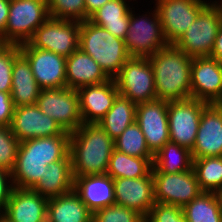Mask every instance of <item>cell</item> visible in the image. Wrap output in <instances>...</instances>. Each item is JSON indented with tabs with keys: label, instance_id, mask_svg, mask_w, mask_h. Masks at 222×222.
Listing matches in <instances>:
<instances>
[{
	"label": "cell",
	"instance_id": "obj_31",
	"mask_svg": "<svg viewBox=\"0 0 222 222\" xmlns=\"http://www.w3.org/2000/svg\"><path fill=\"white\" fill-rule=\"evenodd\" d=\"M153 163L148 158L133 157L113 150L106 174L112 179L140 178L152 171Z\"/></svg>",
	"mask_w": 222,
	"mask_h": 222
},
{
	"label": "cell",
	"instance_id": "obj_36",
	"mask_svg": "<svg viewBox=\"0 0 222 222\" xmlns=\"http://www.w3.org/2000/svg\"><path fill=\"white\" fill-rule=\"evenodd\" d=\"M92 222H145V218L132 209L113 204L92 213Z\"/></svg>",
	"mask_w": 222,
	"mask_h": 222
},
{
	"label": "cell",
	"instance_id": "obj_17",
	"mask_svg": "<svg viewBox=\"0 0 222 222\" xmlns=\"http://www.w3.org/2000/svg\"><path fill=\"white\" fill-rule=\"evenodd\" d=\"M222 95V64L210 56L194 57L191 66V98L208 104Z\"/></svg>",
	"mask_w": 222,
	"mask_h": 222
},
{
	"label": "cell",
	"instance_id": "obj_24",
	"mask_svg": "<svg viewBox=\"0 0 222 222\" xmlns=\"http://www.w3.org/2000/svg\"><path fill=\"white\" fill-rule=\"evenodd\" d=\"M50 199L74 190V176L70 153L62 160L46 166L42 178L31 188Z\"/></svg>",
	"mask_w": 222,
	"mask_h": 222
},
{
	"label": "cell",
	"instance_id": "obj_38",
	"mask_svg": "<svg viewBox=\"0 0 222 222\" xmlns=\"http://www.w3.org/2000/svg\"><path fill=\"white\" fill-rule=\"evenodd\" d=\"M19 53V45L3 44L0 47V92L11 94L12 69Z\"/></svg>",
	"mask_w": 222,
	"mask_h": 222
},
{
	"label": "cell",
	"instance_id": "obj_15",
	"mask_svg": "<svg viewBox=\"0 0 222 222\" xmlns=\"http://www.w3.org/2000/svg\"><path fill=\"white\" fill-rule=\"evenodd\" d=\"M113 183L115 204L132 209L146 218L155 205L152 171L140 178H116Z\"/></svg>",
	"mask_w": 222,
	"mask_h": 222
},
{
	"label": "cell",
	"instance_id": "obj_9",
	"mask_svg": "<svg viewBox=\"0 0 222 222\" xmlns=\"http://www.w3.org/2000/svg\"><path fill=\"white\" fill-rule=\"evenodd\" d=\"M36 105L66 132L72 133L83 124L77 90L67 87L41 89Z\"/></svg>",
	"mask_w": 222,
	"mask_h": 222
},
{
	"label": "cell",
	"instance_id": "obj_32",
	"mask_svg": "<svg viewBox=\"0 0 222 222\" xmlns=\"http://www.w3.org/2000/svg\"><path fill=\"white\" fill-rule=\"evenodd\" d=\"M193 170L202 191L218 193L222 190V156L193 159Z\"/></svg>",
	"mask_w": 222,
	"mask_h": 222
},
{
	"label": "cell",
	"instance_id": "obj_23",
	"mask_svg": "<svg viewBox=\"0 0 222 222\" xmlns=\"http://www.w3.org/2000/svg\"><path fill=\"white\" fill-rule=\"evenodd\" d=\"M74 191L92 213L115 204L113 179L107 174L74 178Z\"/></svg>",
	"mask_w": 222,
	"mask_h": 222
},
{
	"label": "cell",
	"instance_id": "obj_27",
	"mask_svg": "<svg viewBox=\"0 0 222 222\" xmlns=\"http://www.w3.org/2000/svg\"><path fill=\"white\" fill-rule=\"evenodd\" d=\"M127 0H110L94 12L89 21L103 27L115 37L125 40L129 28L130 5Z\"/></svg>",
	"mask_w": 222,
	"mask_h": 222
},
{
	"label": "cell",
	"instance_id": "obj_14",
	"mask_svg": "<svg viewBox=\"0 0 222 222\" xmlns=\"http://www.w3.org/2000/svg\"><path fill=\"white\" fill-rule=\"evenodd\" d=\"M10 128L19 142L41 137L70 135L54 119L43 114L36 104L14 108Z\"/></svg>",
	"mask_w": 222,
	"mask_h": 222
},
{
	"label": "cell",
	"instance_id": "obj_45",
	"mask_svg": "<svg viewBox=\"0 0 222 222\" xmlns=\"http://www.w3.org/2000/svg\"><path fill=\"white\" fill-rule=\"evenodd\" d=\"M211 104L218 110L219 114H220L221 117H222V105H220V104L217 103V102H212Z\"/></svg>",
	"mask_w": 222,
	"mask_h": 222
},
{
	"label": "cell",
	"instance_id": "obj_5",
	"mask_svg": "<svg viewBox=\"0 0 222 222\" xmlns=\"http://www.w3.org/2000/svg\"><path fill=\"white\" fill-rule=\"evenodd\" d=\"M49 17L46 0H10L7 26L0 40L8 45L27 43Z\"/></svg>",
	"mask_w": 222,
	"mask_h": 222
},
{
	"label": "cell",
	"instance_id": "obj_8",
	"mask_svg": "<svg viewBox=\"0 0 222 222\" xmlns=\"http://www.w3.org/2000/svg\"><path fill=\"white\" fill-rule=\"evenodd\" d=\"M114 80L119 95L135 104L157 99L154 72L148 57H130Z\"/></svg>",
	"mask_w": 222,
	"mask_h": 222
},
{
	"label": "cell",
	"instance_id": "obj_25",
	"mask_svg": "<svg viewBox=\"0 0 222 222\" xmlns=\"http://www.w3.org/2000/svg\"><path fill=\"white\" fill-rule=\"evenodd\" d=\"M41 88L35 80L27 58L20 52L12 69L11 98L15 108L37 103Z\"/></svg>",
	"mask_w": 222,
	"mask_h": 222
},
{
	"label": "cell",
	"instance_id": "obj_18",
	"mask_svg": "<svg viewBox=\"0 0 222 222\" xmlns=\"http://www.w3.org/2000/svg\"><path fill=\"white\" fill-rule=\"evenodd\" d=\"M77 92L83 123H98L119 95L114 78L102 84L81 87Z\"/></svg>",
	"mask_w": 222,
	"mask_h": 222
},
{
	"label": "cell",
	"instance_id": "obj_19",
	"mask_svg": "<svg viewBox=\"0 0 222 222\" xmlns=\"http://www.w3.org/2000/svg\"><path fill=\"white\" fill-rule=\"evenodd\" d=\"M191 153L193 159L222 156V117L212 104L202 111Z\"/></svg>",
	"mask_w": 222,
	"mask_h": 222
},
{
	"label": "cell",
	"instance_id": "obj_2",
	"mask_svg": "<svg viewBox=\"0 0 222 222\" xmlns=\"http://www.w3.org/2000/svg\"><path fill=\"white\" fill-rule=\"evenodd\" d=\"M148 58L154 72L157 99L169 102L191 98L192 57L169 44Z\"/></svg>",
	"mask_w": 222,
	"mask_h": 222
},
{
	"label": "cell",
	"instance_id": "obj_34",
	"mask_svg": "<svg viewBox=\"0 0 222 222\" xmlns=\"http://www.w3.org/2000/svg\"><path fill=\"white\" fill-rule=\"evenodd\" d=\"M48 161L16 159L11 172L14 187L31 189L45 173Z\"/></svg>",
	"mask_w": 222,
	"mask_h": 222
},
{
	"label": "cell",
	"instance_id": "obj_28",
	"mask_svg": "<svg viewBox=\"0 0 222 222\" xmlns=\"http://www.w3.org/2000/svg\"><path fill=\"white\" fill-rule=\"evenodd\" d=\"M136 107L137 104L131 102L128 98L118 95L113 106L97 124L115 140L129 125L135 122Z\"/></svg>",
	"mask_w": 222,
	"mask_h": 222
},
{
	"label": "cell",
	"instance_id": "obj_35",
	"mask_svg": "<svg viewBox=\"0 0 222 222\" xmlns=\"http://www.w3.org/2000/svg\"><path fill=\"white\" fill-rule=\"evenodd\" d=\"M49 16L55 19L86 20L85 0H46Z\"/></svg>",
	"mask_w": 222,
	"mask_h": 222
},
{
	"label": "cell",
	"instance_id": "obj_11",
	"mask_svg": "<svg viewBox=\"0 0 222 222\" xmlns=\"http://www.w3.org/2000/svg\"><path fill=\"white\" fill-rule=\"evenodd\" d=\"M212 0H155L165 39L175 44Z\"/></svg>",
	"mask_w": 222,
	"mask_h": 222
},
{
	"label": "cell",
	"instance_id": "obj_6",
	"mask_svg": "<svg viewBox=\"0 0 222 222\" xmlns=\"http://www.w3.org/2000/svg\"><path fill=\"white\" fill-rule=\"evenodd\" d=\"M130 10L129 28L125 37V46L131 57H149L159 49L167 47L169 43L165 39L159 15L154 10L145 15L135 14ZM136 15V16H135Z\"/></svg>",
	"mask_w": 222,
	"mask_h": 222
},
{
	"label": "cell",
	"instance_id": "obj_13",
	"mask_svg": "<svg viewBox=\"0 0 222 222\" xmlns=\"http://www.w3.org/2000/svg\"><path fill=\"white\" fill-rule=\"evenodd\" d=\"M150 152L155 155L168 141V101L153 100L137 104L136 120Z\"/></svg>",
	"mask_w": 222,
	"mask_h": 222
},
{
	"label": "cell",
	"instance_id": "obj_7",
	"mask_svg": "<svg viewBox=\"0 0 222 222\" xmlns=\"http://www.w3.org/2000/svg\"><path fill=\"white\" fill-rule=\"evenodd\" d=\"M80 22L49 17L20 48H38L69 57L79 48Z\"/></svg>",
	"mask_w": 222,
	"mask_h": 222
},
{
	"label": "cell",
	"instance_id": "obj_42",
	"mask_svg": "<svg viewBox=\"0 0 222 222\" xmlns=\"http://www.w3.org/2000/svg\"><path fill=\"white\" fill-rule=\"evenodd\" d=\"M10 0H0V38L5 33L9 15Z\"/></svg>",
	"mask_w": 222,
	"mask_h": 222
},
{
	"label": "cell",
	"instance_id": "obj_30",
	"mask_svg": "<svg viewBox=\"0 0 222 222\" xmlns=\"http://www.w3.org/2000/svg\"><path fill=\"white\" fill-rule=\"evenodd\" d=\"M187 222H222V208L216 192H201L183 208Z\"/></svg>",
	"mask_w": 222,
	"mask_h": 222
},
{
	"label": "cell",
	"instance_id": "obj_44",
	"mask_svg": "<svg viewBox=\"0 0 222 222\" xmlns=\"http://www.w3.org/2000/svg\"><path fill=\"white\" fill-rule=\"evenodd\" d=\"M110 0H85L86 20Z\"/></svg>",
	"mask_w": 222,
	"mask_h": 222
},
{
	"label": "cell",
	"instance_id": "obj_20",
	"mask_svg": "<svg viewBox=\"0 0 222 222\" xmlns=\"http://www.w3.org/2000/svg\"><path fill=\"white\" fill-rule=\"evenodd\" d=\"M47 205L34 190L14 187L3 214L12 222H47Z\"/></svg>",
	"mask_w": 222,
	"mask_h": 222
},
{
	"label": "cell",
	"instance_id": "obj_33",
	"mask_svg": "<svg viewBox=\"0 0 222 222\" xmlns=\"http://www.w3.org/2000/svg\"><path fill=\"white\" fill-rule=\"evenodd\" d=\"M115 149L133 157L148 158L154 162V155L150 152L140 126L134 122L114 140Z\"/></svg>",
	"mask_w": 222,
	"mask_h": 222
},
{
	"label": "cell",
	"instance_id": "obj_12",
	"mask_svg": "<svg viewBox=\"0 0 222 222\" xmlns=\"http://www.w3.org/2000/svg\"><path fill=\"white\" fill-rule=\"evenodd\" d=\"M208 103L197 99L168 102L170 141L192 150L201 114Z\"/></svg>",
	"mask_w": 222,
	"mask_h": 222
},
{
	"label": "cell",
	"instance_id": "obj_48",
	"mask_svg": "<svg viewBox=\"0 0 222 222\" xmlns=\"http://www.w3.org/2000/svg\"><path fill=\"white\" fill-rule=\"evenodd\" d=\"M217 103H219L220 105H222V95H221V97L218 99Z\"/></svg>",
	"mask_w": 222,
	"mask_h": 222
},
{
	"label": "cell",
	"instance_id": "obj_22",
	"mask_svg": "<svg viewBox=\"0 0 222 222\" xmlns=\"http://www.w3.org/2000/svg\"><path fill=\"white\" fill-rule=\"evenodd\" d=\"M70 152V135H57L25 140L19 143L16 159L48 161L64 159Z\"/></svg>",
	"mask_w": 222,
	"mask_h": 222
},
{
	"label": "cell",
	"instance_id": "obj_21",
	"mask_svg": "<svg viewBox=\"0 0 222 222\" xmlns=\"http://www.w3.org/2000/svg\"><path fill=\"white\" fill-rule=\"evenodd\" d=\"M111 78L100 65L80 48L66 58V87L78 90L87 85L102 84Z\"/></svg>",
	"mask_w": 222,
	"mask_h": 222
},
{
	"label": "cell",
	"instance_id": "obj_10",
	"mask_svg": "<svg viewBox=\"0 0 222 222\" xmlns=\"http://www.w3.org/2000/svg\"><path fill=\"white\" fill-rule=\"evenodd\" d=\"M155 202L183 208L203 192L193 169L186 172L163 173L152 167Z\"/></svg>",
	"mask_w": 222,
	"mask_h": 222
},
{
	"label": "cell",
	"instance_id": "obj_40",
	"mask_svg": "<svg viewBox=\"0 0 222 222\" xmlns=\"http://www.w3.org/2000/svg\"><path fill=\"white\" fill-rule=\"evenodd\" d=\"M14 189L11 172L0 168V213H4Z\"/></svg>",
	"mask_w": 222,
	"mask_h": 222
},
{
	"label": "cell",
	"instance_id": "obj_47",
	"mask_svg": "<svg viewBox=\"0 0 222 222\" xmlns=\"http://www.w3.org/2000/svg\"><path fill=\"white\" fill-rule=\"evenodd\" d=\"M217 194L219 196V199H220V202H221V208H222V190L219 191Z\"/></svg>",
	"mask_w": 222,
	"mask_h": 222
},
{
	"label": "cell",
	"instance_id": "obj_43",
	"mask_svg": "<svg viewBox=\"0 0 222 222\" xmlns=\"http://www.w3.org/2000/svg\"><path fill=\"white\" fill-rule=\"evenodd\" d=\"M210 57L215 58L222 64V26L218 30L214 48L210 54Z\"/></svg>",
	"mask_w": 222,
	"mask_h": 222
},
{
	"label": "cell",
	"instance_id": "obj_39",
	"mask_svg": "<svg viewBox=\"0 0 222 222\" xmlns=\"http://www.w3.org/2000/svg\"><path fill=\"white\" fill-rule=\"evenodd\" d=\"M145 222H187L183 210L176 205L155 202Z\"/></svg>",
	"mask_w": 222,
	"mask_h": 222
},
{
	"label": "cell",
	"instance_id": "obj_4",
	"mask_svg": "<svg viewBox=\"0 0 222 222\" xmlns=\"http://www.w3.org/2000/svg\"><path fill=\"white\" fill-rule=\"evenodd\" d=\"M221 26L222 1H210L174 45L192 58L210 56Z\"/></svg>",
	"mask_w": 222,
	"mask_h": 222
},
{
	"label": "cell",
	"instance_id": "obj_41",
	"mask_svg": "<svg viewBox=\"0 0 222 222\" xmlns=\"http://www.w3.org/2000/svg\"><path fill=\"white\" fill-rule=\"evenodd\" d=\"M14 105L10 93L0 92V126H10Z\"/></svg>",
	"mask_w": 222,
	"mask_h": 222
},
{
	"label": "cell",
	"instance_id": "obj_1",
	"mask_svg": "<svg viewBox=\"0 0 222 222\" xmlns=\"http://www.w3.org/2000/svg\"><path fill=\"white\" fill-rule=\"evenodd\" d=\"M114 140L97 123H83L70 133V156L74 178L106 174Z\"/></svg>",
	"mask_w": 222,
	"mask_h": 222
},
{
	"label": "cell",
	"instance_id": "obj_3",
	"mask_svg": "<svg viewBox=\"0 0 222 222\" xmlns=\"http://www.w3.org/2000/svg\"><path fill=\"white\" fill-rule=\"evenodd\" d=\"M79 48L90 55L110 78H114L131 57L124 40L89 20L80 22Z\"/></svg>",
	"mask_w": 222,
	"mask_h": 222
},
{
	"label": "cell",
	"instance_id": "obj_16",
	"mask_svg": "<svg viewBox=\"0 0 222 222\" xmlns=\"http://www.w3.org/2000/svg\"><path fill=\"white\" fill-rule=\"evenodd\" d=\"M41 89L66 87V58L38 48H20Z\"/></svg>",
	"mask_w": 222,
	"mask_h": 222
},
{
	"label": "cell",
	"instance_id": "obj_29",
	"mask_svg": "<svg viewBox=\"0 0 222 222\" xmlns=\"http://www.w3.org/2000/svg\"><path fill=\"white\" fill-rule=\"evenodd\" d=\"M153 166L163 173L186 172L193 169L191 150L168 141L155 155Z\"/></svg>",
	"mask_w": 222,
	"mask_h": 222
},
{
	"label": "cell",
	"instance_id": "obj_37",
	"mask_svg": "<svg viewBox=\"0 0 222 222\" xmlns=\"http://www.w3.org/2000/svg\"><path fill=\"white\" fill-rule=\"evenodd\" d=\"M19 143L10 126H0V168L13 171Z\"/></svg>",
	"mask_w": 222,
	"mask_h": 222
},
{
	"label": "cell",
	"instance_id": "obj_46",
	"mask_svg": "<svg viewBox=\"0 0 222 222\" xmlns=\"http://www.w3.org/2000/svg\"><path fill=\"white\" fill-rule=\"evenodd\" d=\"M0 222H12L7 216L3 213H0Z\"/></svg>",
	"mask_w": 222,
	"mask_h": 222
},
{
	"label": "cell",
	"instance_id": "obj_26",
	"mask_svg": "<svg viewBox=\"0 0 222 222\" xmlns=\"http://www.w3.org/2000/svg\"><path fill=\"white\" fill-rule=\"evenodd\" d=\"M47 222H92V212L73 190L48 199Z\"/></svg>",
	"mask_w": 222,
	"mask_h": 222
}]
</instances>
